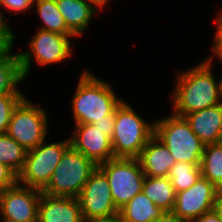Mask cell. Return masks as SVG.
I'll return each mask as SVG.
<instances>
[{"label":"cell","mask_w":222,"mask_h":222,"mask_svg":"<svg viewBox=\"0 0 222 222\" xmlns=\"http://www.w3.org/2000/svg\"><path fill=\"white\" fill-rule=\"evenodd\" d=\"M41 104L24 98L14 109L7 134L25 150L35 149L48 134V116Z\"/></svg>","instance_id":"8"},{"label":"cell","mask_w":222,"mask_h":222,"mask_svg":"<svg viewBox=\"0 0 222 222\" xmlns=\"http://www.w3.org/2000/svg\"><path fill=\"white\" fill-rule=\"evenodd\" d=\"M214 210L218 213L219 218L222 220V188L218 189L214 203Z\"/></svg>","instance_id":"33"},{"label":"cell","mask_w":222,"mask_h":222,"mask_svg":"<svg viewBox=\"0 0 222 222\" xmlns=\"http://www.w3.org/2000/svg\"><path fill=\"white\" fill-rule=\"evenodd\" d=\"M154 222H190V221L177 216L173 212H165L161 217H159Z\"/></svg>","instance_id":"32"},{"label":"cell","mask_w":222,"mask_h":222,"mask_svg":"<svg viewBox=\"0 0 222 222\" xmlns=\"http://www.w3.org/2000/svg\"><path fill=\"white\" fill-rule=\"evenodd\" d=\"M70 146V139L67 138L53 143L43 141L35 149L27 151L24 168L18 175V183L43 190Z\"/></svg>","instance_id":"6"},{"label":"cell","mask_w":222,"mask_h":222,"mask_svg":"<svg viewBox=\"0 0 222 222\" xmlns=\"http://www.w3.org/2000/svg\"><path fill=\"white\" fill-rule=\"evenodd\" d=\"M34 5L37 9L33 12H37L43 23L39 29L63 35H74L67 28L63 16L58 10L56 0H34Z\"/></svg>","instance_id":"21"},{"label":"cell","mask_w":222,"mask_h":222,"mask_svg":"<svg viewBox=\"0 0 222 222\" xmlns=\"http://www.w3.org/2000/svg\"><path fill=\"white\" fill-rule=\"evenodd\" d=\"M98 168L108 179L118 210L142 192L145 174L138 158H113L100 163Z\"/></svg>","instance_id":"7"},{"label":"cell","mask_w":222,"mask_h":222,"mask_svg":"<svg viewBox=\"0 0 222 222\" xmlns=\"http://www.w3.org/2000/svg\"><path fill=\"white\" fill-rule=\"evenodd\" d=\"M18 183V175L9 167L0 162V191Z\"/></svg>","instance_id":"28"},{"label":"cell","mask_w":222,"mask_h":222,"mask_svg":"<svg viewBox=\"0 0 222 222\" xmlns=\"http://www.w3.org/2000/svg\"><path fill=\"white\" fill-rule=\"evenodd\" d=\"M142 191L157 207L172 212L176 192L168 177L145 176Z\"/></svg>","instance_id":"20"},{"label":"cell","mask_w":222,"mask_h":222,"mask_svg":"<svg viewBox=\"0 0 222 222\" xmlns=\"http://www.w3.org/2000/svg\"><path fill=\"white\" fill-rule=\"evenodd\" d=\"M212 64V61L205 59L189 70L176 72L177 82L171 94L175 115L183 117L221 103Z\"/></svg>","instance_id":"1"},{"label":"cell","mask_w":222,"mask_h":222,"mask_svg":"<svg viewBox=\"0 0 222 222\" xmlns=\"http://www.w3.org/2000/svg\"><path fill=\"white\" fill-rule=\"evenodd\" d=\"M93 125L102 131H108V137L111 139L114 129V111L110 115L105 116V119L97 121Z\"/></svg>","instance_id":"30"},{"label":"cell","mask_w":222,"mask_h":222,"mask_svg":"<svg viewBox=\"0 0 222 222\" xmlns=\"http://www.w3.org/2000/svg\"><path fill=\"white\" fill-rule=\"evenodd\" d=\"M82 222H121L119 216L107 218H83Z\"/></svg>","instance_id":"34"},{"label":"cell","mask_w":222,"mask_h":222,"mask_svg":"<svg viewBox=\"0 0 222 222\" xmlns=\"http://www.w3.org/2000/svg\"><path fill=\"white\" fill-rule=\"evenodd\" d=\"M79 78L72 97V113L75 124H94L105 119L121 103L109 82L100 80L89 70Z\"/></svg>","instance_id":"2"},{"label":"cell","mask_w":222,"mask_h":222,"mask_svg":"<svg viewBox=\"0 0 222 222\" xmlns=\"http://www.w3.org/2000/svg\"><path fill=\"white\" fill-rule=\"evenodd\" d=\"M153 135L154 121H145L131 104L122 100L114 110V129L111 138L114 158H138Z\"/></svg>","instance_id":"3"},{"label":"cell","mask_w":222,"mask_h":222,"mask_svg":"<svg viewBox=\"0 0 222 222\" xmlns=\"http://www.w3.org/2000/svg\"><path fill=\"white\" fill-rule=\"evenodd\" d=\"M13 45L0 54V95L22 94L18 88L25 78L18 53L12 52Z\"/></svg>","instance_id":"18"},{"label":"cell","mask_w":222,"mask_h":222,"mask_svg":"<svg viewBox=\"0 0 222 222\" xmlns=\"http://www.w3.org/2000/svg\"><path fill=\"white\" fill-rule=\"evenodd\" d=\"M70 139L71 146L93 160L97 165L114 158L108 131H102L93 124H74Z\"/></svg>","instance_id":"13"},{"label":"cell","mask_w":222,"mask_h":222,"mask_svg":"<svg viewBox=\"0 0 222 222\" xmlns=\"http://www.w3.org/2000/svg\"><path fill=\"white\" fill-rule=\"evenodd\" d=\"M25 97L24 94L0 95V134L7 133L12 113Z\"/></svg>","instance_id":"25"},{"label":"cell","mask_w":222,"mask_h":222,"mask_svg":"<svg viewBox=\"0 0 222 222\" xmlns=\"http://www.w3.org/2000/svg\"><path fill=\"white\" fill-rule=\"evenodd\" d=\"M154 135L169 149L176 162L200 163L205 144L196 136L184 117L173 112L154 121Z\"/></svg>","instance_id":"5"},{"label":"cell","mask_w":222,"mask_h":222,"mask_svg":"<svg viewBox=\"0 0 222 222\" xmlns=\"http://www.w3.org/2000/svg\"><path fill=\"white\" fill-rule=\"evenodd\" d=\"M15 40V33L3 21H0V54L14 45Z\"/></svg>","instance_id":"29"},{"label":"cell","mask_w":222,"mask_h":222,"mask_svg":"<svg viewBox=\"0 0 222 222\" xmlns=\"http://www.w3.org/2000/svg\"><path fill=\"white\" fill-rule=\"evenodd\" d=\"M72 37L75 35H63L39 29L29 43V50L17 52L20 57L21 69L26 79L30 74L32 60L44 67L66 61L73 55L71 47Z\"/></svg>","instance_id":"9"},{"label":"cell","mask_w":222,"mask_h":222,"mask_svg":"<svg viewBox=\"0 0 222 222\" xmlns=\"http://www.w3.org/2000/svg\"><path fill=\"white\" fill-rule=\"evenodd\" d=\"M33 7L32 0H0V17L2 21L14 32L11 25H9L4 19L2 8L14 13H22L30 11Z\"/></svg>","instance_id":"26"},{"label":"cell","mask_w":222,"mask_h":222,"mask_svg":"<svg viewBox=\"0 0 222 222\" xmlns=\"http://www.w3.org/2000/svg\"><path fill=\"white\" fill-rule=\"evenodd\" d=\"M83 218L119 216L105 174L97 167L77 197Z\"/></svg>","instance_id":"11"},{"label":"cell","mask_w":222,"mask_h":222,"mask_svg":"<svg viewBox=\"0 0 222 222\" xmlns=\"http://www.w3.org/2000/svg\"><path fill=\"white\" fill-rule=\"evenodd\" d=\"M97 167L98 165L93 160L70 146L64 152L42 193L77 198Z\"/></svg>","instance_id":"4"},{"label":"cell","mask_w":222,"mask_h":222,"mask_svg":"<svg viewBox=\"0 0 222 222\" xmlns=\"http://www.w3.org/2000/svg\"><path fill=\"white\" fill-rule=\"evenodd\" d=\"M27 150L7 133L0 134V162L11 168L17 175L24 168Z\"/></svg>","instance_id":"23"},{"label":"cell","mask_w":222,"mask_h":222,"mask_svg":"<svg viewBox=\"0 0 222 222\" xmlns=\"http://www.w3.org/2000/svg\"><path fill=\"white\" fill-rule=\"evenodd\" d=\"M82 219L77 198L41 194L38 222H82Z\"/></svg>","instance_id":"14"},{"label":"cell","mask_w":222,"mask_h":222,"mask_svg":"<svg viewBox=\"0 0 222 222\" xmlns=\"http://www.w3.org/2000/svg\"><path fill=\"white\" fill-rule=\"evenodd\" d=\"M218 188L202 176L190 188L177 192L172 212L192 222L214 209Z\"/></svg>","instance_id":"12"},{"label":"cell","mask_w":222,"mask_h":222,"mask_svg":"<svg viewBox=\"0 0 222 222\" xmlns=\"http://www.w3.org/2000/svg\"><path fill=\"white\" fill-rule=\"evenodd\" d=\"M219 144V146L222 148V136L220 137V139L217 142Z\"/></svg>","instance_id":"37"},{"label":"cell","mask_w":222,"mask_h":222,"mask_svg":"<svg viewBox=\"0 0 222 222\" xmlns=\"http://www.w3.org/2000/svg\"><path fill=\"white\" fill-rule=\"evenodd\" d=\"M216 31L214 32V37H213V42H212V57L210 56L208 58L209 61L214 60L215 57L221 60L220 62L222 63V16L218 13L217 19H216Z\"/></svg>","instance_id":"27"},{"label":"cell","mask_w":222,"mask_h":222,"mask_svg":"<svg viewBox=\"0 0 222 222\" xmlns=\"http://www.w3.org/2000/svg\"><path fill=\"white\" fill-rule=\"evenodd\" d=\"M192 222H222V220L219 218L218 213L214 209H212L205 212Z\"/></svg>","instance_id":"31"},{"label":"cell","mask_w":222,"mask_h":222,"mask_svg":"<svg viewBox=\"0 0 222 222\" xmlns=\"http://www.w3.org/2000/svg\"><path fill=\"white\" fill-rule=\"evenodd\" d=\"M201 176L200 163L176 162L167 177L177 193L190 188Z\"/></svg>","instance_id":"24"},{"label":"cell","mask_w":222,"mask_h":222,"mask_svg":"<svg viewBox=\"0 0 222 222\" xmlns=\"http://www.w3.org/2000/svg\"><path fill=\"white\" fill-rule=\"evenodd\" d=\"M42 190L16 185L0 191L1 222H38Z\"/></svg>","instance_id":"10"},{"label":"cell","mask_w":222,"mask_h":222,"mask_svg":"<svg viewBox=\"0 0 222 222\" xmlns=\"http://www.w3.org/2000/svg\"><path fill=\"white\" fill-rule=\"evenodd\" d=\"M92 2L99 10L106 6L109 0H88Z\"/></svg>","instance_id":"35"},{"label":"cell","mask_w":222,"mask_h":222,"mask_svg":"<svg viewBox=\"0 0 222 222\" xmlns=\"http://www.w3.org/2000/svg\"><path fill=\"white\" fill-rule=\"evenodd\" d=\"M67 28L76 36L84 35L92 18L100 10L88 0H56Z\"/></svg>","instance_id":"17"},{"label":"cell","mask_w":222,"mask_h":222,"mask_svg":"<svg viewBox=\"0 0 222 222\" xmlns=\"http://www.w3.org/2000/svg\"><path fill=\"white\" fill-rule=\"evenodd\" d=\"M218 89H219L220 100H221V103H222V76L218 80Z\"/></svg>","instance_id":"36"},{"label":"cell","mask_w":222,"mask_h":222,"mask_svg":"<svg viewBox=\"0 0 222 222\" xmlns=\"http://www.w3.org/2000/svg\"><path fill=\"white\" fill-rule=\"evenodd\" d=\"M165 213L143 191L119 210L121 222H154Z\"/></svg>","instance_id":"19"},{"label":"cell","mask_w":222,"mask_h":222,"mask_svg":"<svg viewBox=\"0 0 222 222\" xmlns=\"http://www.w3.org/2000/svg\"><path fill=\"white\" fill-rule=\"evenodd\" d=\"M183 117L205 145L217 143L222 136V103Z\"/></svg>","instance_id":"15"},{"label":"cell","mask_w":222,"mask_h":222,"mask_svg":"<svg viewBox=\"0 0 222 222\" xmlns=\"http://www.w3.org/2000/svg\"><path fill=\"white\" fill-rule=\"evenodd\" d=\"M200 169L203 178L222 188V148L218 143L205 145Z\"/></svg>","instance_id":"22"},{"label":"cell","mask_w":222,"mask_h":222,"mask_svg":"<svg viewBox=\"0 0 222 222\" xmlns=\"http://www.w3.org/2000/svg\"><path fill=\"white\" fill-rule=\"evenodd\" d=\"M145 176L167 177L169 170L176 163L166 145L153 135L138 157Z\"/></svg>","instance_id":"16"}]
</instances>
